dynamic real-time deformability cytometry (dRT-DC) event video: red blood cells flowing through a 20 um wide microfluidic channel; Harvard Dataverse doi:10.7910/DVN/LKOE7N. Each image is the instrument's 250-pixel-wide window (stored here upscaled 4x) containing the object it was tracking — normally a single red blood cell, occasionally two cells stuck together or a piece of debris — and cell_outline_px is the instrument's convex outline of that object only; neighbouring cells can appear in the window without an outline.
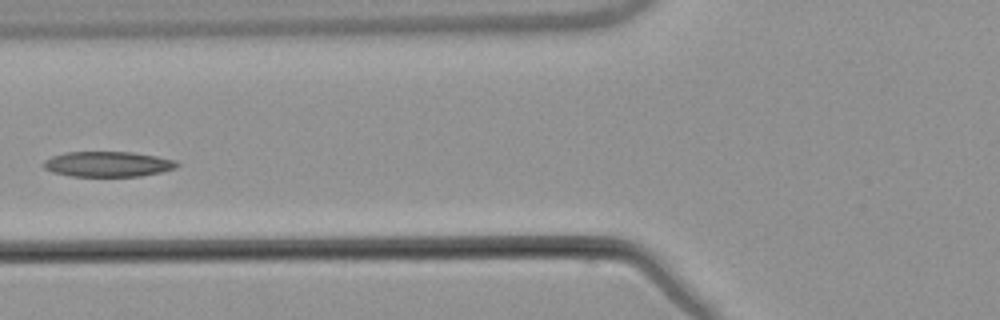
{"species": "common noctule bat (a hibernating species)", "species_latin": "Nyctalus noctula", "temperature_condition": "warm", "stored_images_in_passage": 6, "camera_frame_rate_fps": 3000, "um_per_image_px": 0.085, "animal": {"sex": "male", "body_mass_g": 21.5, "forearm_length_mm": 52.0}, "frame": {"image": 1, "passage_image": 5, "time_ms": 6.0, "image_size_px": [1000, 320], "cell_outline_px": [[180, 164], [176, 168], [160, 172], [140, 176], [72, 176], [52, 172], [44, 168], [44, 160], [52, 156], [64, 152], [132, 152], [156, 156], [176, 160]], "centroid_in_image_um": [9.17, 13.94], "position_along_channel_um": 116.6, "area_um2": 19.65}}
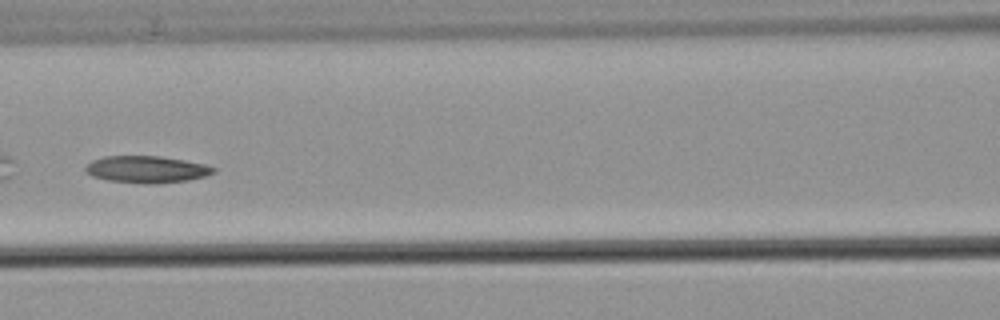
{"frame": {"image": 2, "passage_image": 6, "time_ms": 7.0, "image_size_px": [1000, 320], "cell_outline_px": [[216, 172], [204, 176], [188, 180], [156, 184], [144, 184], [108, 180], [92, 176], [84, 172], [84, 168], [92, 160], [104, 156], [160, 156], [208, 164], [216, 168]], "centroid_in_image_um": [12.47, 14.4], "position_along_channel_um": 154.1, "area_um2": 20.29}}